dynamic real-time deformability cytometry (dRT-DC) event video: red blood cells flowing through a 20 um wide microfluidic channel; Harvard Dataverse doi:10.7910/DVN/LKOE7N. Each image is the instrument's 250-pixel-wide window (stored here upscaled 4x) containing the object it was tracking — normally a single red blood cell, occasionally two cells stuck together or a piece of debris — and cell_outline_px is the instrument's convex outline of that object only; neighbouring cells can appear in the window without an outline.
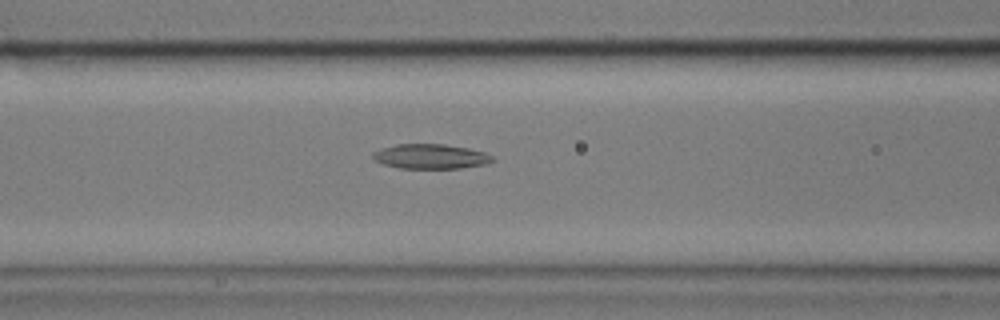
{"species": "common noctule bat (a hibernating species)", "species_latin": "Nyctalus noctula", "temperature_condition": "cold", "stored_images_in_passage": 47, "camera_frame_rate_fps": 3000, "um_per_image_px": 0.085, "animal": {"sex": "male", "body_mass_g": 17.9}, "frame": {"image": 1, "passage_image": 13, "time_ms": 4.0, "image_size_px": [1000, 320], "cell_outline_px": [[492, 160], [484, 164], [460, 168], [400, 168], [384, 164], [372, 160], [372, 152], [380, 148], [396, 144], [444, 144], [468, 148], [484, 152], [492, 156]], "centroid_in_image_um": [36.52, 13.29], "position_along_channel_um": 130.1, "area_um2": 17.17}}
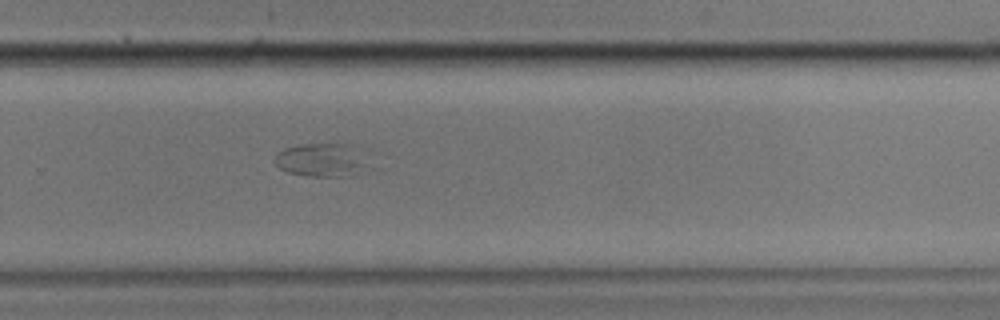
{"frame": {"image": 2, "passage_image": 28, "time_ms": 9.0, "image_size_px": [1000, 320], "cell_outline_px": [[380, 168], [368, 172], [352, 176], [304, 176], [288, 172], [280, 168], [276, 164], [276, 152], [284, 148], [300, 144], [348, 144]], "centroid_in_image_um": [27.51, 13.64], "position_along_channel_um": 302.3, "area_um2": 19.07}}
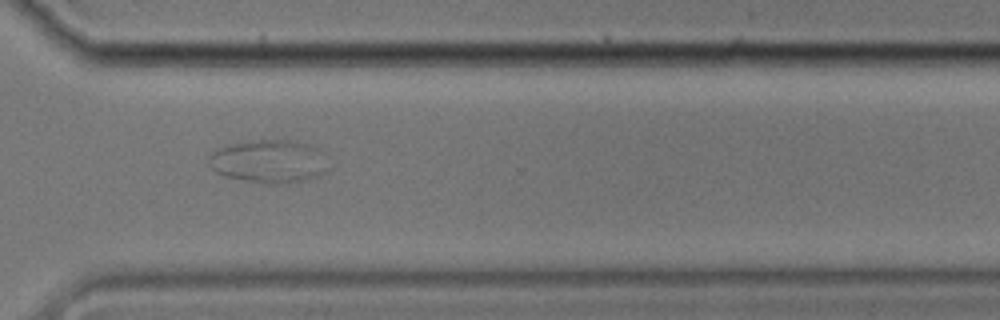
{"frame": {"image": 3, "passage_image": 32, "time_ms": 10.333, "image_size_px": [1000, 320], "cell_outline_px": [[324, 172], [320, 176], [308, 180], [284, 184], [268, 184], [244, 180], [224, 176], [216, 172], [212, 168], [208, 160], [208, 156], [216, 148], [228, 144], [248, 140], [292, 140], [312, 144], [320, 148], [324, 152]], "centroid_in_image_um": [22.85, 13.7], "position_along_channel_um": 347.8, "area_um2": 30.52}}